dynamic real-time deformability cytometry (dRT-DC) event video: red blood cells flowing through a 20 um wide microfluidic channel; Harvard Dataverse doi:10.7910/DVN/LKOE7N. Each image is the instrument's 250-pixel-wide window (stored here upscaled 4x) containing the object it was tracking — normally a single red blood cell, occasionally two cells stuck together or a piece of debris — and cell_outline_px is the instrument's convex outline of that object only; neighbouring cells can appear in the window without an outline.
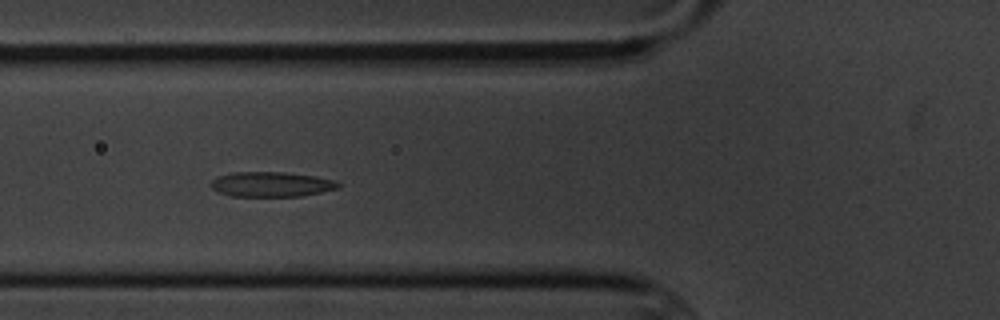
{"species": "common noctule bat (a hibernating species)", "species_latin": "Nyctalus noctula", "temperature_condition": "cold", "stored_images_in_passage": 10, "camera_frame_rate_fps": 3000, "um_per_image_px": 0.085, "animal": {"sex": "male", "body_mass_g": 20.1, "forearm_length_mm": 53.5}, "frame": {"image": 1, "passage_image": 7, "time_ms": 7.0, "image_size_px": [1000, 320], "cell_outline_px": [[340, 188], [304, 196], [228, 196], [212, 188], [212, 180], [216, 176], [232, 172], [284, 172], [316, 176], [336, 180], [340, 184]], "centroid_in_image_um": [23.1, 15.66], "position_along_channel_um": 102.7, "area_um2": 18.67}}
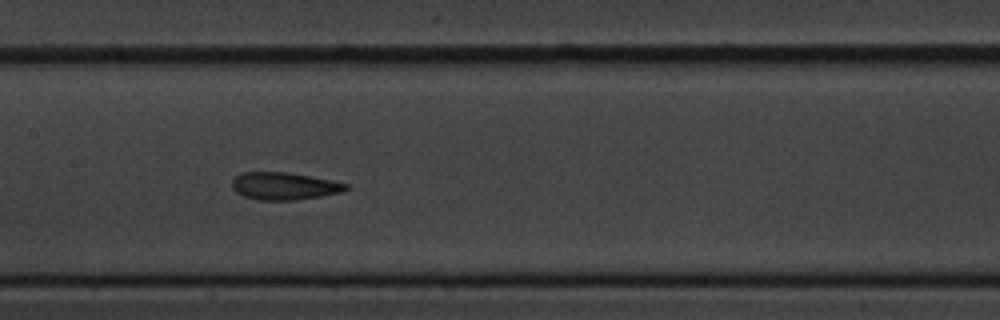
{"frame": {"image": 2, "passage_image": 9, "time_ms": 9.333, "image_size_px": [1000, 320], "cell_outline_px": [[348, 188], [340, 192], [320, 196], [296, 200], [260, 200], [244, 196], [236, 192], [232, 188], [232, 180], [240, 172], [288, 172], [332, 180], [348, 184]], "centroid_in_image_um": [24.13, 15.81], "position_along_channel_um": 183.3, "area_um2": 18.15}}
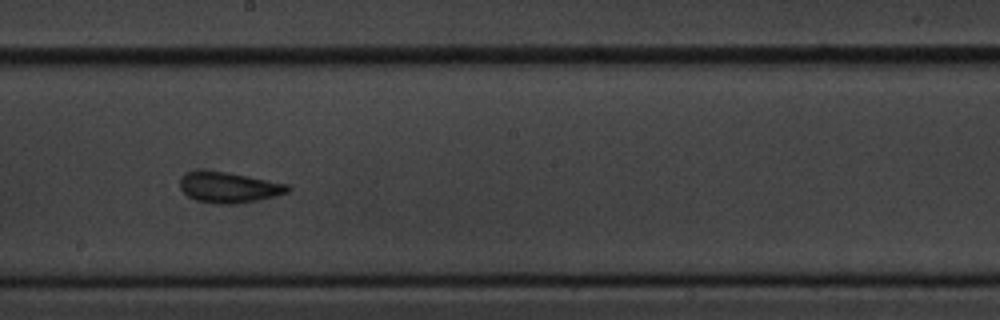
{"frame": {"image": 3, "passage_image": 10, "time_ms": 10.667, "image_size_px": [1000, 320], "cell_outline_px": [[292, 188], [288, 192], [276, 196], [236, 204], [220, 204], [196, 200], [188, 196], [180, 188], [180, 176], [188, 172], [228, 172], [288, 184]], "centroid_in_image_um": [19.48, 15.94], "position_along_channel_um": 228.7, "area_um2": 18.96}}